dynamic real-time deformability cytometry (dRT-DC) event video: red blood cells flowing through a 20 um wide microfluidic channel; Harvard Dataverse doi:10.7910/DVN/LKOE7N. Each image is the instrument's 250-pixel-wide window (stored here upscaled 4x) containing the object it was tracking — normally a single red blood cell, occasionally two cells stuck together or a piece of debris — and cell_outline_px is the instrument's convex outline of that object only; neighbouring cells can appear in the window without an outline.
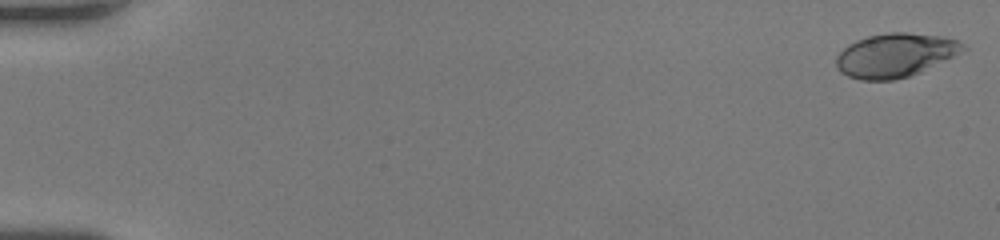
{"species": "human", "species_latin": "Homo sapiens", "temperature_condition": "room temperature", "stored_images_in_passage": 62, "camera_frame_rate_fps": 3000, "um_per_image_px": 0.085, "donor": {"sex": "female"}, "frame": {"image": 1, "passage_image": 1, "time_ms": 0.0, "image_size_px": [1000, 240], "cell_outline_px": [[968, 48], [920, 72], [908, 76], [892, 80], [860, 80], [848, 76], [840, 72], [836, 68], [836, 56], [848, 44], [856, 40], [868, 36], [888, 32], [908, 32], [940, 36], [956, 40], [964, 44]], "centroid_in_image_um": [76.05, 4.69], "position_along_channel_um": 9.0, "area_um2": 32.19}}
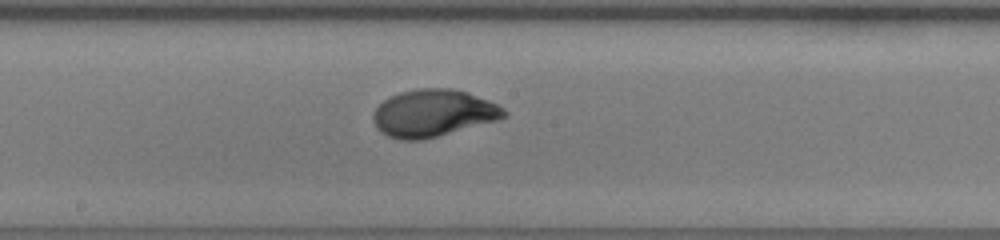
{"frame": {"image": 2, "passage_image": 35, "time_ms": 11.333, "image_size_px": [1000, 240], "cell_outline_px": [[508, 116], [496, 120], [436, 136], [420, 140], [400, 140], [388, 136], [380, 132], [376, 128], [372, 120], [372, 116], [376, 108], [388, 96], [400, 92], [416, 88], [452, 88], [468, 92], [488, 100], [504, 108], [508, 112]], "centroid_in_image_um": [36.79, 9.6], "position_along_channel_um": 211.4, "area_um2": 35.95}}
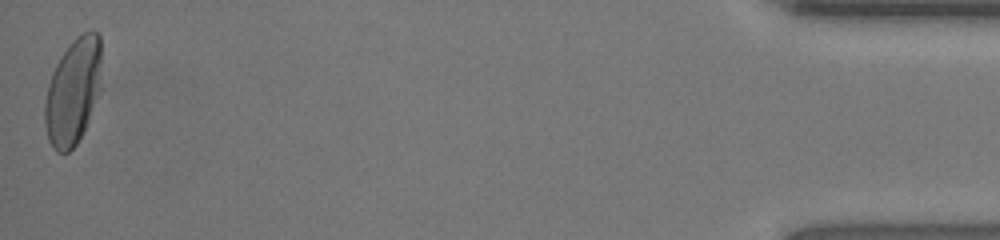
{"frame": {"image": 3, "passage_image": 62, "time_ms": 20.333, "image_size_px": [1000, 240], "cell_outline_px": [[100, 92], [84, 132], [76, 144], [68, 152], [56, 152], [52, 148], [48, 140], [44, 124], [44, 104], [48, 84], [52, 72], [60, 56], [72, 40], [76, 36], [84, 32], [96, 32], [100, 36]], "centroid_in_image_um": [6.19, 7.81], "position_along_channel_um": 429.0, "area_um2": 35.32}}